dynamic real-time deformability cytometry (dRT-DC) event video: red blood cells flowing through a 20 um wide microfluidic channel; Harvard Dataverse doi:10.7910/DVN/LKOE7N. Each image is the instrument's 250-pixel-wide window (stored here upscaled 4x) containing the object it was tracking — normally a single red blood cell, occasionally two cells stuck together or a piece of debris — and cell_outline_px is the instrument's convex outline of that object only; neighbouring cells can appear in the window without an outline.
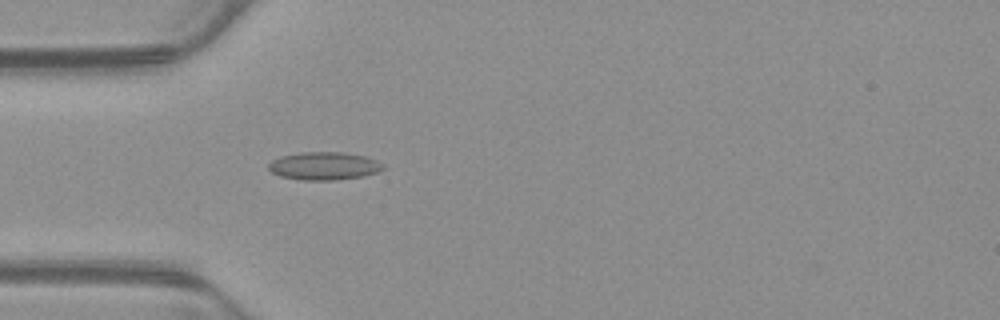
{"species": "common noctule bat (a hibernating species)", "species_latin": "Nyctalus noctula", "temperature_condition": "warm", "stored_images_in_passage": 53, "camera_frame_rate_fps": 3000, "um_per_image_px": 0.085, "animal": {"sex": "male", "body_mass_g": 23.1, "forearm_length_mm": 52.7}, "frame": {"image": 1, "passage_image": 16, "time_ms": 5.0, "image_size_px": [1000, 320], "cell_outline_px": [[384, 168], [376, 172], [364, 176], [336, 180], [300, 180], [280, 176], [272, 172], [268, 168], [268, 164], [272, 160], [280, 156], [300, 152], [344, 152], [368, 156], [384, 164]], "centroid_in_image_um": [27.55, 14.1], "position_along_channel_um": 57.4, "area_um2": 18.84}}
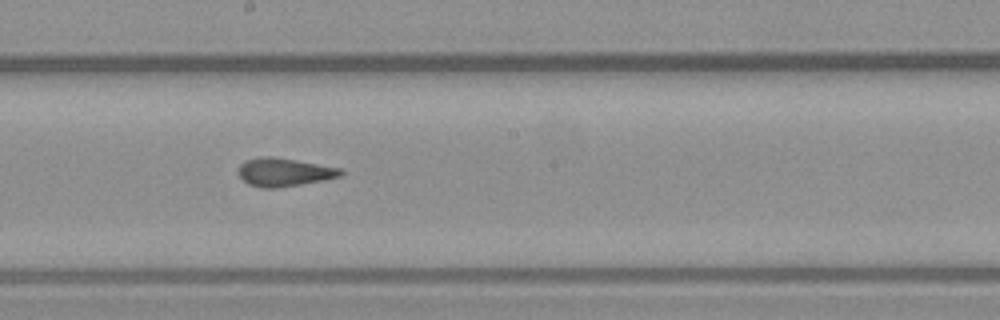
{"frame": {"image": 2, "passage_image": 29, "time_ms": 9.333, "image_size_px": [1000, 320], "cell_outline_px": [[344, 172], [340, 176], [324, 180], [276, 188], [260, 188], [248, 184], [236, 172], [236, 168], [244, 160], [260, 156], [272, 156], [296, 160], [340, 168]], "centroid_in_image_um": [24.08, 14.62], "position_along_channel_um": 224.1, "area_um2": 16.99}}
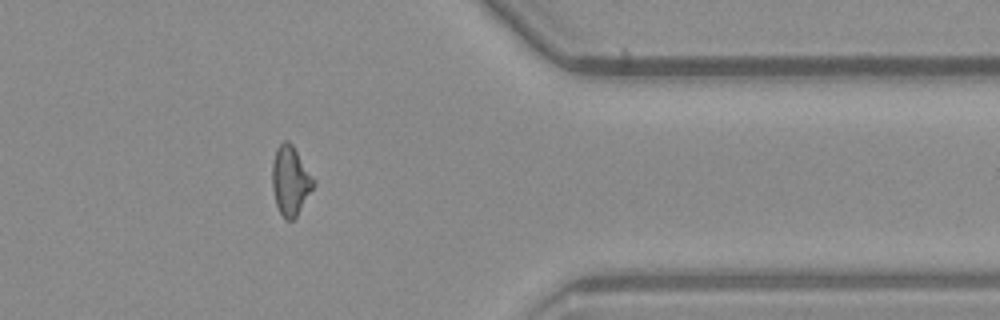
{"frame": {"image": 3, "passage_image": 43, "time_ms": 14.0, "image_size_px": [1000, 320], "cell_outline_px": [[316, 184], [296, 216], [292, 220], [284, 220], [276, 204], [272, 188], [272, 160], [276, 148], [284, 140], [288, 140], [292, 144], [316, 180]], "centroid_in_image_um": [24.69, 15.34], "position_along_channel_um": 386.7, "area_um2": 16.82}, "authors_computed_cell_mechanics": {"area_um2": 16.9932, "velocity_mm_per_s": 3.8911, "shape_relaxation_time_tau1_ms": 6.0426, "shape_relaxation_time_tau2_ms": 1.0988, "deformation_change_tau1": 0.1278, "deformation_change_tau2": 0.089}}